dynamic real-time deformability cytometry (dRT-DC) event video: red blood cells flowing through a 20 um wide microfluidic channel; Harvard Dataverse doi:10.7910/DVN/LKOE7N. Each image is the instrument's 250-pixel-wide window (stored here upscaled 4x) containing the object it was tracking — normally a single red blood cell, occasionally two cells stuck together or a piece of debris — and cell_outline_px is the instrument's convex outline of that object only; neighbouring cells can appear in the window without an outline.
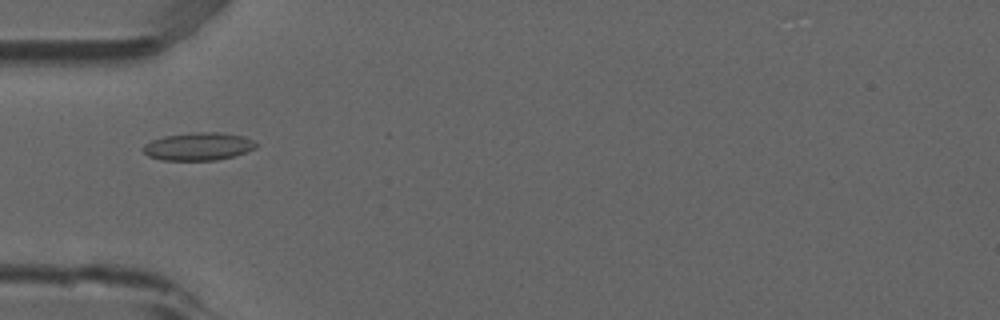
{"species": "common noctule bat (a hibernating species)", "species_latin": "Nyctalus noctula", "temperature_condition": "room temperature", "stored_images_in_passage": 6, "camera_frame_rate_fps": 3000, "um_per_image_px": 0.085, "animal": {"sex": "male", "forearm_length_mm": 52.5}, "frame": {"image": 1, "passage_image": 5, "time_ms": 1.333, "image_size_px": [1000, 320], "cell_outline_px": [[256, 148], [236, 156], [216, 160], [160, 160], [148, 156], [140, 148], [144, 144], [152, 140], [164, 136], [196, 132], [220, 132], [244, 136], [252, 140], [256, 144]], "centroid_in_image_um": [16.85, 12.45], "position_along_channel_um": 68.2, "area_um2": 18.44}}
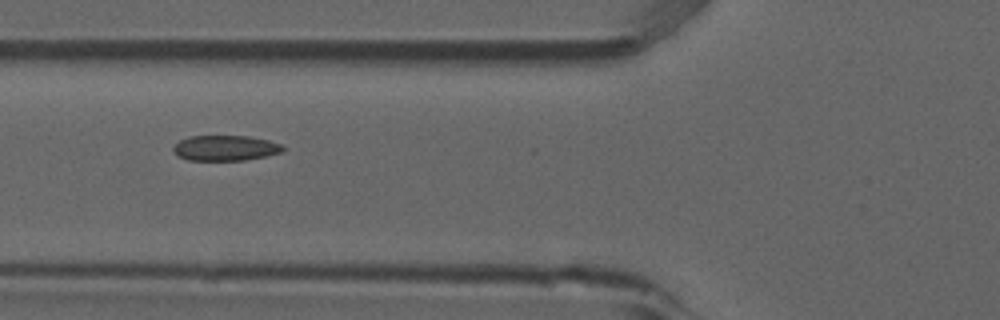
{"frame": {"image": 2, "passage_image": 6, "time_ms": 1.667, "image_size_px": [1000, 320], "cell_outline_px": [[284, 152], [244, 160], [188, 160], [176, 156], [172, 148], [180, 140], [188, 136], [248, 136], [268, 140], [284, 144]], "centroid_in_image_um": [19.16, 12.58], "position_along_channel_um": 106.6, "area_um2": 16.3}}